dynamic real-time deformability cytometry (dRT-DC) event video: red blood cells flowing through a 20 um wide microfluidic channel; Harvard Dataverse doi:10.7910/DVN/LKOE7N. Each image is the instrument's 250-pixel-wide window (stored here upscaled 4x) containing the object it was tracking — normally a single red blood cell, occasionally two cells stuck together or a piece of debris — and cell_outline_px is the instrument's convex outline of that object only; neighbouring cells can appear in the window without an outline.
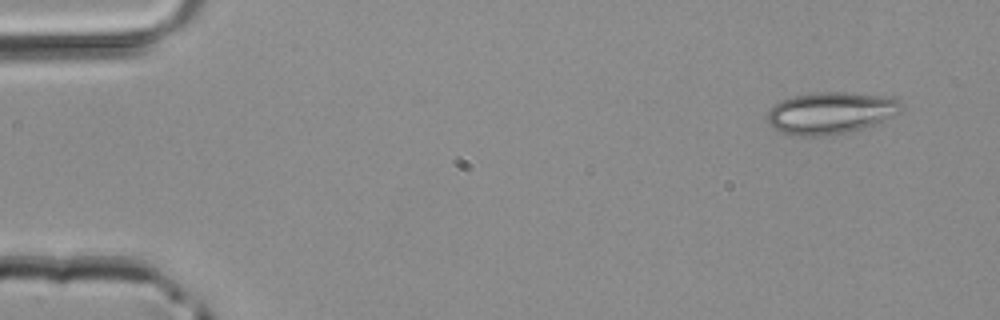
{"species": "common noctule bat (a hibernating species)", "species_latin": "Nyctalus noctula", "temperature_condition": "room temperature", "stored_images_in_passage": 4, "camera_frame_rate_fps": 3000, "um_per_image_px": 0.085, "animal": {"sex": "male", "body_mass_g": 20.4}, "frame": {"image": 1, "passage_image": 1, "time_ms": 0.0, "image_size_px": [1000, 320], "cell_outline_px": [[904, 108], [896, 116], [880, 124], [856, 132], [824, 136], [792, 136], [780, 132], [772, 128], [768, 124], [768, 112], [780, 100], [792, 96], [812, 92], [848, 92], [896, 96], [900, 100]], "centroid_in_image_um": [70.71, 9.61], "position_along_channel_um": 14.3, "area_um2": 34.1}}
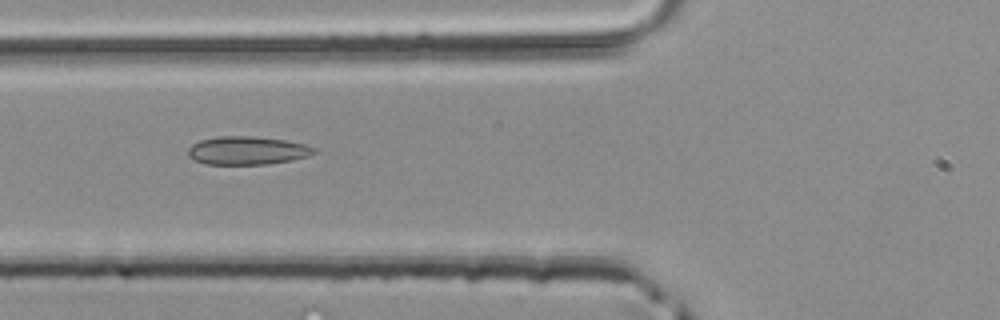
{"frame": {"image": 2, "passage_image": 4, "time_ms": 1.0, "image_size_px": [1000, 320], "cell_outline_px": [[316, 152], [308, 156], [292, 160], [268, 164], [204, 164], [188, 156], [188, 148], [192, 144], [200, 140], [220, 136], [252, 136], [284, 140], [304, 144], [316, 148]], "centroid_in_image_um": [21.01, 12.79], "position_along_channel_um": 104.8, "area_um2": 20.69}}